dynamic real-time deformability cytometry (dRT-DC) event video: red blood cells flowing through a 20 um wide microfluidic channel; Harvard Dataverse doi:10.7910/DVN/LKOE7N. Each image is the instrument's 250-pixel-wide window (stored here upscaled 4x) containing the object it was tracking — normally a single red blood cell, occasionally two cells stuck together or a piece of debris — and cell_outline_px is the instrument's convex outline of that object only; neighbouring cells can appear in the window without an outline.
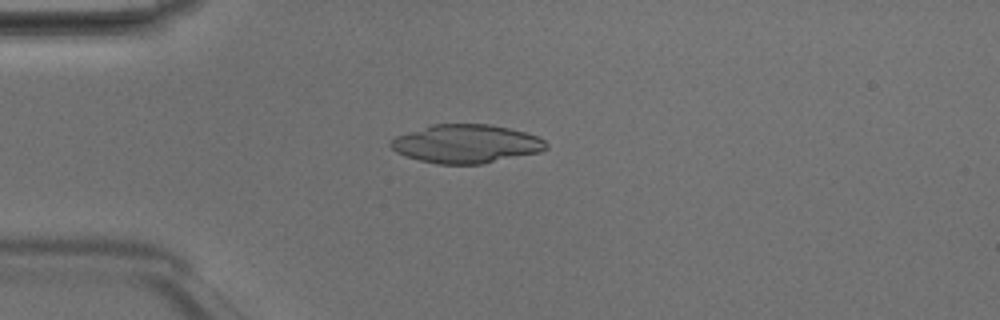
{"species": "Egyptian fruit bat (a non-hibernating species)", "species_latin": "Rousettus aegyptiacus", "temperature_condition": "room temperature", "stored_images_in_passage": 17, "camera_frame_rate_fps": 3000, "um_per_image_px": 0.085, "animal": {"sex": "male"}, "frame": {"image": 1, "passage_image": 9, "time_ms": 2.667, "image_size_px": [1000, 320], "cell_outline_px": [[548, 148], [540, 152], [480, 164], [436, 164], [404, 156], [396, 152], [388, 144], [396, 136], [432, 124], [488, 124], [508, 128], [524, 132], [536, 136], [544, 140], [548, 144]], "centroid_in_image_um": [39.61, 12.23], "position_along_channel_um": 45.4, "area_um2": 34.74}}